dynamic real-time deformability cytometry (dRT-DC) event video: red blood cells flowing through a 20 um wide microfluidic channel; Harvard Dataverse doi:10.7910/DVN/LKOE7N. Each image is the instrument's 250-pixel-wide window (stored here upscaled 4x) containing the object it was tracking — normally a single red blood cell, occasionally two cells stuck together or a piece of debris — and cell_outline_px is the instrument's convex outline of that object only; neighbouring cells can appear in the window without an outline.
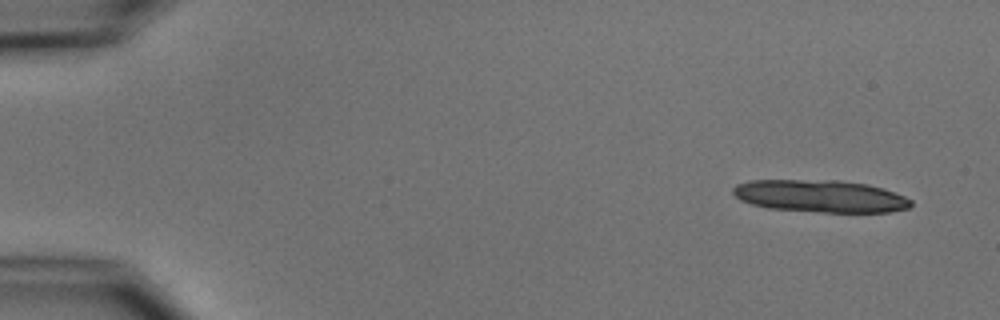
{"species": "common noctule bat (a hibernating species)", "species_latin": "Nyctalus noctula", "temperature_condition": "cold", "stored_images_in_passage": 10, "camera_frame_rate_fps": 3000, "um_per_image_px": 0.085, "animal": {"sex": "male", "body_mass_g": 15.6}, "frame": {"image": 1, "passage_image": 1, "time_ms": 0.0, "image_size_px": [1000, 320], "cell_outline_px": [[912, 204], [908, 208], [888, 212], [820, 212], [768, 208], [752, 204], [740, 200], [732, 192], [732, 188], [736, 184], [748, 180], [836, 180], [868, 184], [884, 188], [904, 196], [912, 200]], "centroid_in_image_um": [69.71, 16.66], "position_along_channel_um": 15.3, "area_um2": 33.64}}
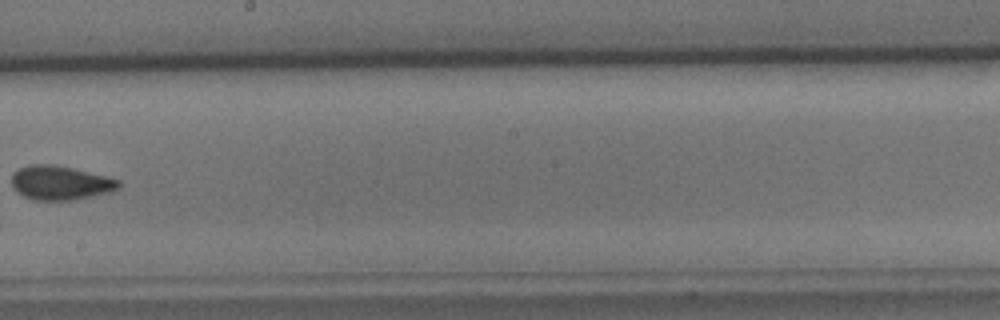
{"frame": {"image": 2, "passage_image": 9, "time_ms": 9.667, "image_size_px": [1000, 320], "cell_outline_px": [[120, 188], [112, 192], [72, 200], [32, 200], [16, 192], [12, 188], [12, 172], [28, 164], [52, 164], [72, 168], [108, 176], [120, 180]], "centroid_in_image_um": [5.12, 15.54], "position_along_channel_um": 243.1, "area_um2": 21.56}}
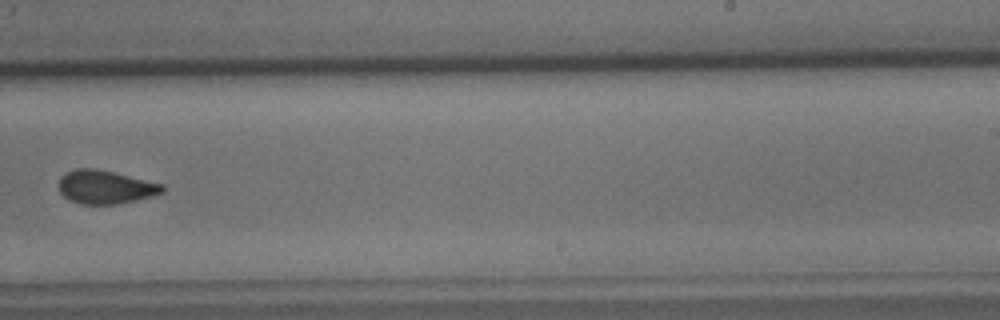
{"frame": {"image": 3, "passage_image": 10, "time_ms": 10.667, "image_size_px": [1000, 320], "cell_outline_px": [[164, 192], [152, 196], [120, 204], [80, 204], [68, 200], [60, 192], [60, 176], [68, 172], [80, 168], [92, 168], [112, 172], [164, 184]], "centroid_in_image_um": [8.97, 15.92], "position_along_channel_um": 280.0, "area_um2": 20.06}}